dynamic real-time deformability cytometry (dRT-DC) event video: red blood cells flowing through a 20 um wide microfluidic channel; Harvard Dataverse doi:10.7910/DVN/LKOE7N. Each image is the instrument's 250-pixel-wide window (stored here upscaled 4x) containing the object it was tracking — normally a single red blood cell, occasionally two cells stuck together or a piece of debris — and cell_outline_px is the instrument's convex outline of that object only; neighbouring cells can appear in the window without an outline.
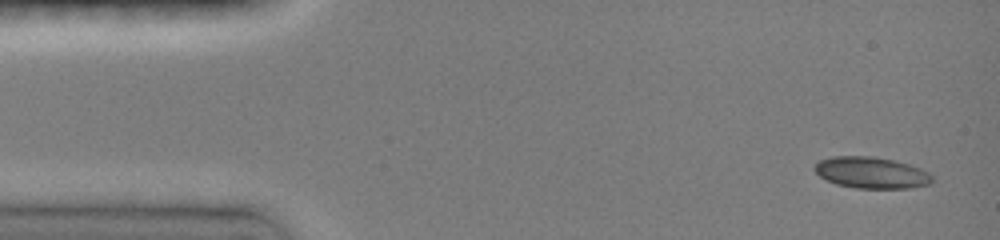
{"species": "common noctule bat (a hibernating species)", "species_latin": "Nyctalus noctula", "temperature_condition": "room temperature", "stored_images_in_passage": 31, "camera_frame_rate_fps": 3000, "um_per_image_px": 0.085, "animal": {"sex": "female", "body_mass_g": 19.0, "forearm_length_mm": 51.5}, "frame": {"image": 1, "passage_image": 1, "time_ms": 0.0, "image_size_px": [1000, 240], "cell_outline_px": [[932, 184], [912, 188], [856, 188], [836, 184], [820, 176], [812, 168], [820, 160], [832, 156], [872, 156], [896, 160], [920, 168], [928, 172], [932, 176]], "centroid_in_image_um": [74.08, 14.67], "position_along_channel_um": 10.9, "area_um2": 21.62}}
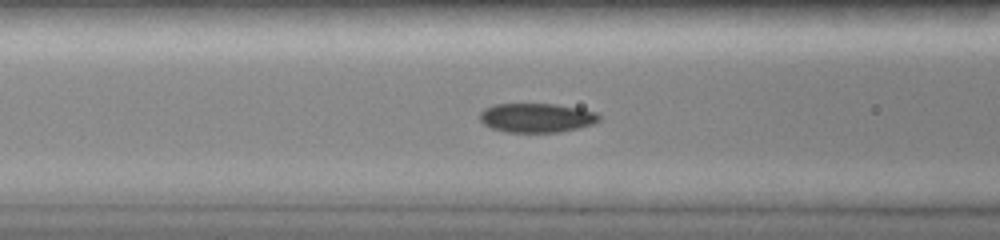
{"frame": {"image": 2, "passage_image": 14, "time_ms": 5.333, "image_size_px": [1000, 240], "cell_outline_px": [[600, 120], [592, 124], [560, 132], [504, 132], [492, 128], [484, 124], [480, 120], [480, 112], [484, 108], [492, 104], [556, 104], [580, 108], [596, 112], [600, 116]], "centroid_in_image_um": [45.59, 10.0], "position_along_channel_um": 121.0, "area_um2": 20.35}}
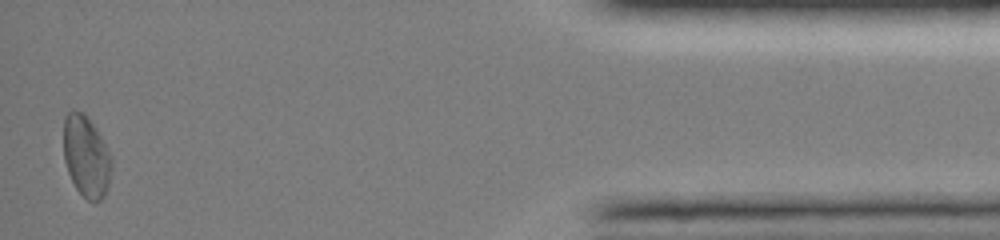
{"frame": {"image": 3, "passage_image": 31, "time_ms": 14.667, "image_size_px": [1000, 240], "cell_outline_px": [[112, 168], [108, 188], [104, 196], [100, 200], [88, 200], [76, 188], [68, 172], [64, 160], [64, 116], [72, 108], [84, 112], [96, 128], [112, 156]], "centroid_in_image_um": [7.34, 13.25], "position_along_channel_um": 427.9, "area_um2": 22.95}, "authors_computed_cell_mechanics": {"area_um2": 20.3456, "velocity_mm_per_s": 4.0055, "shape_relaxation_time_tau1_ms": 6.0285, "shape_relaxation_time_tau2_ms": 3.2604, "deformation_change_tau1": 0.1173, "deformation_change_tau2": 0.0382}}